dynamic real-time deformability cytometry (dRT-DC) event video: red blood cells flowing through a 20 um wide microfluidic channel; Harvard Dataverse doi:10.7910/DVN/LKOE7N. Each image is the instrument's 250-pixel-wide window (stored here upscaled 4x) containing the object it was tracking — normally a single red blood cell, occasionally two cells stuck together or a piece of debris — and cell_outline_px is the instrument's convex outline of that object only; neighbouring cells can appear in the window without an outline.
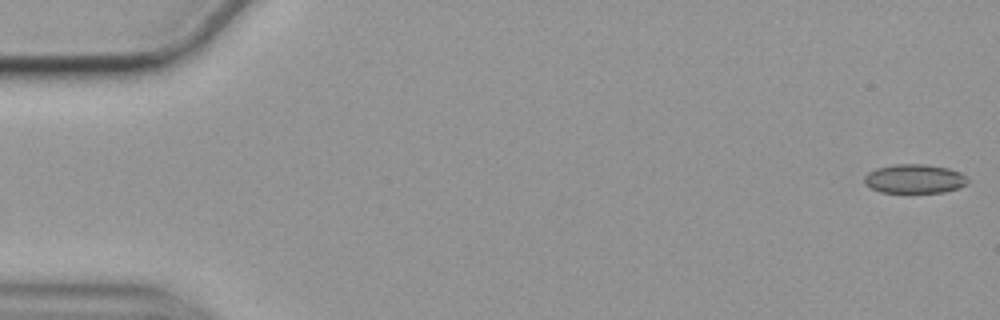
{"species": "common noctule bat (a hibernating species)", "species_latin": "Nyctalus noctula", "temperature_condition": "cold", "stored_images_in_passage": 56, "camera_frame_rate_fps": 3000, "um_per_image_px": 0.085, "animal": {"sex": "female", "body_mass_g": 19.9}, "frame": {"image": 1, "passage_image": 1, "time_ms": 0.0, "image_size_px": [1000, 320], "cell_outline_px": [[968, 184], [960, 188], [944, 192], [880, 192], [864, 184], [864, 176], [868, 172], [876, 168], [896, 164], [924, 164], [948, 168], [960, 172], [968, 176]], "centroid_in_image_um": [77.76, 15.19], "position_along_channel_um": 7.2, "area_um2": 17.63}}
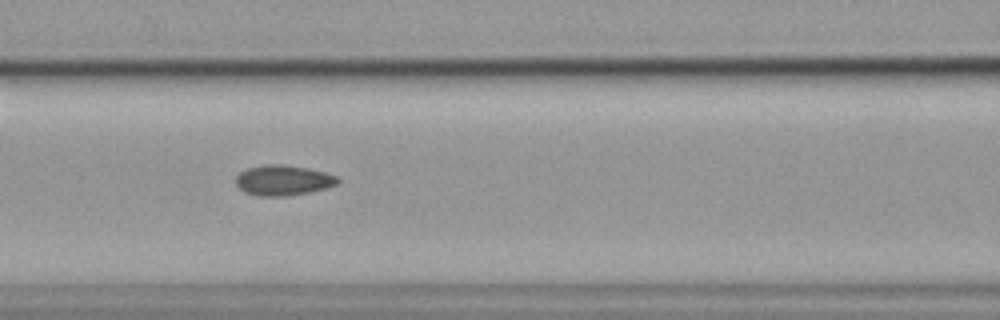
{"frame": {"image": 2, "passage_image": 24, "time_ms": 7.667, "image_size_px": [1000, 320], "cell_outline_px": [[340, 180], [336, 184], [328, 188], [308, 192], [284, 196], [256, 196], [244, 192], [236, 184], [236, 176], [240, 172], [248, 168], [264, 164], [280, 164], [308, 168], [324, 172], [336, 176]], "centroid_in_image_um": [24.05, 15.32], "position_along_channel_um": 142.6, "area_um2": 17.98}}
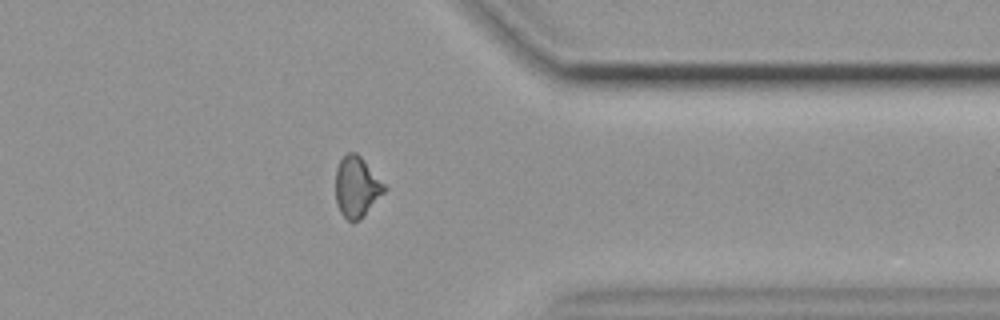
{"frame": {"image": 3, "passage_image": 45, "time_ms": 14.667, "image_size_px": [1000, 320], "cell_outline_px": [[388, 188], [352, 224], [340, 212], [336, 200], [336, 168], [340, 160], [348, 152], [356, 152], [360, 156]], "centroid_in_image_um": [30.29, 15.85], "position_along_channel_um": 381.1, "area_um2": 16.65}, "authors_computed_cell_mechanics": {"area_um2": 17.5712, "velocity_mm_per_s": 3.5351, "shape_relaxation_time_tau1_ms": null, "shape_relaxation_time_tau2_ms": 1.8658, "deformation_change_tau1": null, "deformation_change_tau2": 0.0557}}